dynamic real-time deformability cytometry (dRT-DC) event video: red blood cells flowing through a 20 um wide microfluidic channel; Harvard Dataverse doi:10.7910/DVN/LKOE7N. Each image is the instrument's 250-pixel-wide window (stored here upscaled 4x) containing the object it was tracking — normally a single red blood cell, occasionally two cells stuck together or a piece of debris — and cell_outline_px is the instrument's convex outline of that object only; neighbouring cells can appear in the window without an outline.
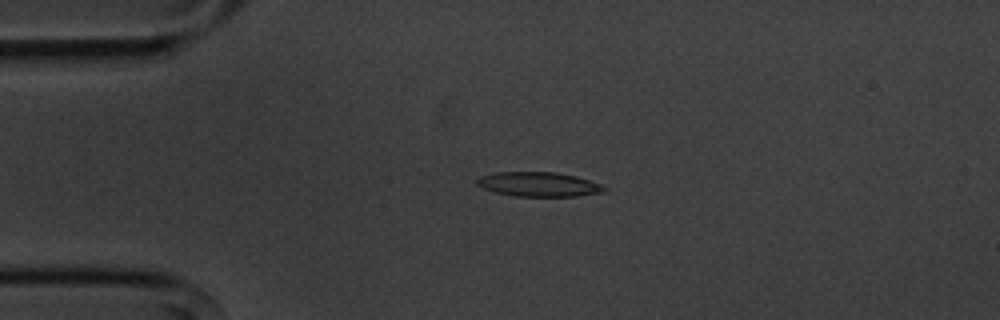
{"species": "common noctule bat (a hibernating species)", "species_latin": "Nyctalus noctula", "temperature_condition": "cold", "stored_images_in_passage": 5, "camera_frame_rate_fps": 3000, "um_per_image_px": 0.085, "animal": {"sex": "male", "body_mass_g": 20.1, "forearm_length_mm": 53.5}, "frame": {"image": 1, "passage_image": 4, "time_ms": 3.667, "image_size_px": [1000, 320], "cell_outline_px": [[608, 188], [604, 192], [576, 196], [516, 196], [496, 192], [484, 188], [476, 184], [476, 180], [480, 176], [496, 172], [556, 172], [576, 176], [600, 184]], "centroid_in_image_um": [45.8, 15.66], "position_along_channel_um": 39.2, "area_um2": 18.03}}
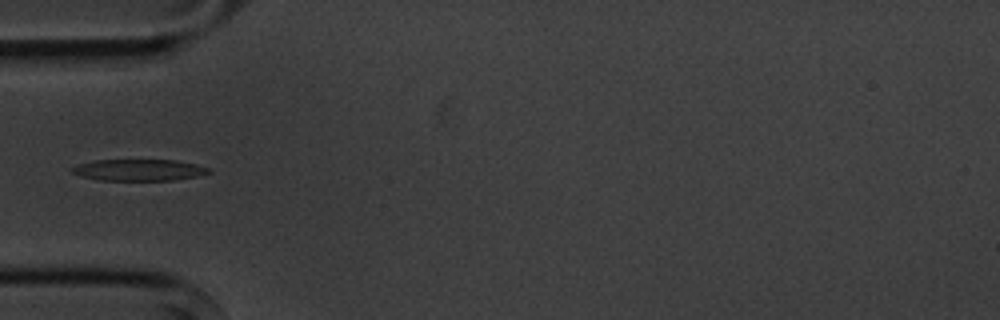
{"frame": {"image": 2, "passage_image": 5, "time_ms": 5.333, "image_size_px": [1000, 320], "cell_outline_px": [[212, 172], [196, 176], [172, 180], [100, 180], [80, 176], [72, 172], [72, 168], [80, 164], [96, 160], [176, 160], [196, 164], [208, 168]], "centroid_in_image_um": [11.82, 14.45], "position_along_channel_um": 73.2, "area_um2": 16.88}}